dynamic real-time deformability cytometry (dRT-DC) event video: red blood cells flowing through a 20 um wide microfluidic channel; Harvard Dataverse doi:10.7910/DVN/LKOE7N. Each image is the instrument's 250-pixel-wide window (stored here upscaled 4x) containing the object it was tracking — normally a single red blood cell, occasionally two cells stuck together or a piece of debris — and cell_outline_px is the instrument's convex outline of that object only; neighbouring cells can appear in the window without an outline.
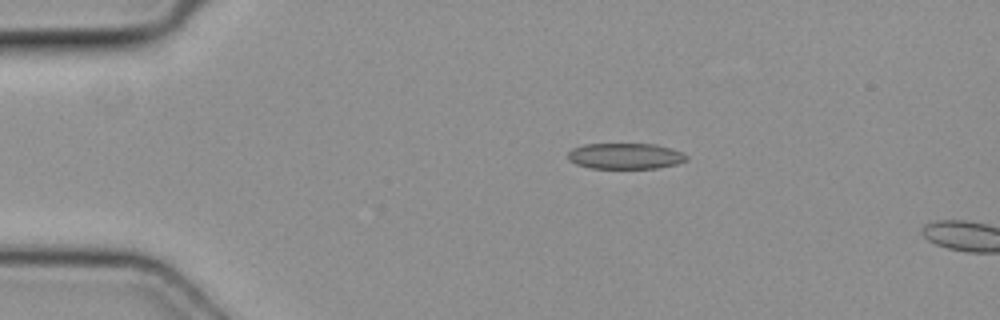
{"species": "common noctule bat (a hibernating species)", "species_latin": "Nyctalus noctula", "temperature_condition": "cold", "stored_images_in_passage": 3, "camera_frame_rate_fps": 3000, "um_per_image_px": 0.085, "animal": {"sex": "female", "body_mass_g": 19.3, "forearm_length_mm": 54.1}, "frame": {"image": 1, "passage_image": 2, "time_ms": 0.333, "image_size_px": [1000, 320], "cell_outline_px": [[688, 160], [676, 164], [656, 168], [588, 168], [576, 164], [568, 160], [568, 152], [572, 148], [584, 144], [656, 144], [680, 152], [688, 156]], "centroid_in_image_um": [53.11, 13.27], "position_along_channel_um": 31.9, "area_um2": 17.86}}